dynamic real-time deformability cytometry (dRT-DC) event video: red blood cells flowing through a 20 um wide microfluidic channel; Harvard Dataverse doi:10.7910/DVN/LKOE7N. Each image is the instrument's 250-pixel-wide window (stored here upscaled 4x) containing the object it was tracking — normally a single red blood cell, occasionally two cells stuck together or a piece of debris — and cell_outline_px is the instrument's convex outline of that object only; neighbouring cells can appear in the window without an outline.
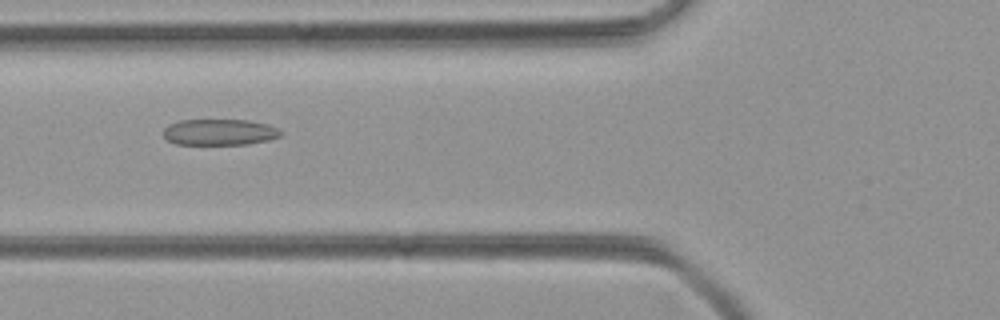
{"species": "common noctule bat (a hibernating species)", "species_latin": "Nyctalus noctula", "temperature_condition": "room temperature", "stored_images_in_passage": 33, "camera_frame_rate_fps": 3000, "um_per_image_px": 0.085, "animal": {"sex": "female", "body_mass_g": 21.9}, "frame": {"image": 1, "passage_image": 7, "time_ms": 2.0, "image_size_px": [1000, 320], "cell_outline_px": [[280, 136], [268, 140], [248, 144], [176, 144], [168, 140], [164, 136], [164, 128], [168, 124], [180, 120], [248, 120], [268, 124], [276, 128], [280, 132]], "centroid_in_image_um": [18.63, 11.23], "position_along_channel_um": 107.2, "area_um2": 17.74}}
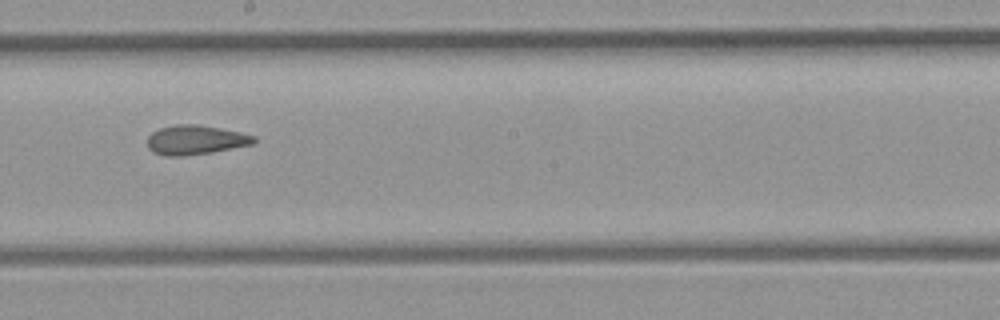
{"frame": {"image": 2, "passage_image": 16, "time_ms": 5.0, "image_size_px": [1000, 320], "cell_outline_px": [[256, 140], [252, 144], [212, 152], [184, 156], [164, 156], [152, 152], [148, 148], [148, 136], [152, 132], [160, 128], [176, 124], [196, 124], [220, 128], [240, 132], [256, 136]], "centroid_in_image_um": [16.59, 11.89], "position_along_channel_um": 231.6, "area_um2": 18.26}}
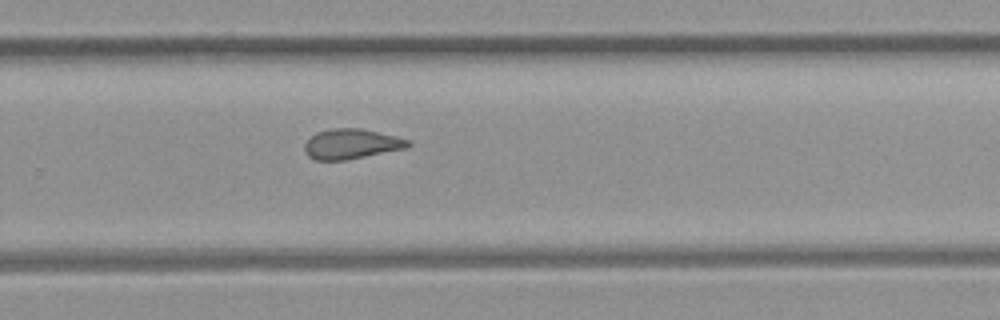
{"frame": {"image": 3, "passage_image": 21, "time_ms": 6.667, "image_size_px": [1000, 320], "cell_outline_px": [[412, 144], [408, 148], [344, 160], [316, 160], [308, 156], [304, 152], [304, 144], [316, 132], [332, 128], [360, 128], [396, 136], [408, 140]], "centroid_in_image_um": [29.86, 12.23], "position_along_channel_um": 299.9, "area_um2": 18.09}}